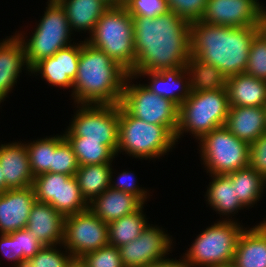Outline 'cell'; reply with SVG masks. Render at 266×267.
Listing matches in <instances>:
<instances>
[{
    "mask_svg": "<svg viewBox=\"0 0 266 267\" xmlns=\"http://www.w3.org/2000/svg\"><path fill=\"white\" fill-rule=\"evenodd\" d=\"M245 73L266 81V39L259 33L251 43Z\"/></svg>",
    "mask_w": 266,
    "mask_h": 267,
    "instance_id": "36",
    "label": "cell"
},
{
    "mask_svg": "<svg viewBox=\"0 0 266 267\" xmlns=\"http://www.w3.org/2000/svg\"><path fill=\"white\" fill-rule=\"evenodd\" d=\"M113 163L79 166L75 177L82 197L89 204L110 186V173Z\"/></svg>",
    "mask_w": 266,
    "mask_h": 267,
    "instance_id": "29",
    "label": "cell"
},
{
    "mask_svg": "<svg viewBox=\"0 0 266 267\" xmlns=\"http://www.w3.org/2000/svg\"><path fill=\"white\" fill-rule=\"evenodd\" d=\"M231 267H266V228L260 222L240 234Z\"/></svg>",
    "mask_w": 266,
    "mask_h": 267,
    "instance_id": "24",
    "label": "cell"
},
{
    "mask_svg": "<svg viewBox=\"0 0 266 267\" xmlns=\"http://www.w3.org/2000/svg\"><path fill=\"white\" fill-rule=\"evenodd\" d=\"M124 7L131 16L154 18L168 11L166 0H130Z\"/></svg>",
    "mask_w": 266,
    "mask_h": 267,
    "instance_id": "39",
    "label": "cell"
},
{
    "mask_svg": "<svg viewBox=\"0 0 266 267\" xmlns=\"http://www.w3.org/2000/svg\"><path fill=\"white\" fill-rule=\"evenodd\" d=\"M132 19L135 65L128 74L137 76L191 65L190 23L172 11L154 18Z\"/></svg>",
    "mask_w": 266,
    "mask_h": 267,
    "instance_id": "2",
    "label": "cell"
},
{
    "mask_svg": "<svg viewBox=\"0 0 266 267\" xmlns=\"http://www.w3.org/2000/svg\"><path fill=\"white\" fill-rule=\"evenodd\" d=\"M164 228L149 223L141 235L118 247L124 267H149L172 253L174 237Z\"/></svg>",
    "mask_w": 266,
    "mask_h": 267,
    "instance_id": "14",
    "label": "cell"
},
{
    "mask_svg": "<svg viewBox=\"0 0 266 267\" xmlns=\"http://www.w3.org/2000/svg\"><path fill=\"white\" fill-rule=\"evenodd\" d=\"M128 72L105 52L81 41L73 104L119 105Z\"/></svg>",
    "mask_w": 266,
    "mask_h": 267,
    "instance_id": "3",
    "label": "cell"
},
{
    "mask_svg": "<svg viewBox=\"0 0 266 267\" xmlns=\"http://www.w3.org/2000/svg\"><path fill=\"white\" fill-rule=\"evenodd\" d=\"M156 267H189L181 256L180 259L166 258L156 262Z\"/></svg>",
    "mask_w": 266,
    "mask_h": 267,
    "instance_id": "43",
    "label": "cell"
},
{
    "mask_svg": "<svg viewBox=\"0 0 266 267\" xmlns=\"http://www.w3.org/2000/svg\"><path fill=\"white\" fill-rule=\"evenodd\" d=\"M226 175L235 186L237 198L248 210L254 208L266 193V179L250 165Z\"/></svg>",
    "mask_w": 266,
    "mask_h": 267,
    "instance_id": "28",
    "label": "cell"
},
{
    "mask_svg": "<svg viewBox=\"0 0 266 267\" xmlns=\"http://www.w3.org/2000/svg\"><path fill=\"white\" fill-rule=\"evenodd\" d=\"M105 5H107L109 8H116L120 7V0H100Z\"/></svg>",
    "mask_w": 266,
    "mask_h": 267,
    "instance_id": "45",
    "label": "cell"
},
{
    "mask_svg": "<svg viewBox=\"0 0 266 267\" xmlns=\"http://www.w3.org/2000/svg\"><path fill=\"white\" fill-rule=\"evenodd\" d=\"M265 4H263L260 13H259V17H258V21H257V27H258V33L264 38L266 39V6H264Z\"/></svg>",
    "mask_w": 266,
    "mask_h": 267,
    "instance_id": "44",
    "label": "cell"
},
{
    "mask_svg": "<svg viewBox=\"0 0 266 267\" xmlns=\"http://www.w3.org/2000/svg\"><path fill=\"white\" fill-rule=\"evenodd\" d=\"M142 205L136 196L109 187L94 198L88 208L103 222L109 223L137 211Z\"/></svg>",
    "mask_w": 266,
    "mask_h": 267,
    "instance_id": "26",
    "label": "cell"
},
{
    "mask_svg": "<svg viewBox=\"0 0 266 267\" xmlns=\"http://www.w3.org/2000/svg\"><path fill=\"white\" fill-rule=\"evenodd\" d=\"M208 0H166L168 11L174 12L188 23L200 21Z\"/></svg>",
    "mask_w": 266,
    "mask_h": 267,
    "instance_id": "38",
    "label": "cell"
},
{
    "mask_svg": "<svg viewBox=\"0 0 266 267\" xmlns=\"http://www.w3.org/2000/svg\"><path fill=\"white\" fill-rule=\"evenodd\" d=\"M85 41L105 52L128 73L134 68V25L124 6L108 8Z\"/></svg>",
    "mask_w": 266,
    "mask_h": 267,
    "instance_id": "7",
    "label": "cell"
},
{
    "mask_svg": "<svg viewBox=\"0 0 266 267\" xmlns=\"http://www.w3.org/2000/svg\"><path fill=\"white\" fill-rule=\"evenodd\" d=\"M35 202L32 186L8 189L0 193V234H10L26 228Z\"/></svg>",
    "mask_w": 266,
    "mask_h": 267,
    "instance_id": "19",
    "label": "cell"
},
{
    "mask_svg": "<svg viewBox=\"0 0 266 267\" xmlns=\"http://www.w3.org/2000/svg\"><path fill=\"white\" fill-rule=\"evenodd\" d=\"M249 165L266 179V132L250 145Z\"/></svg>",
    "mask_w": 266,
    "mask_h": 267,
    "instance_id": "41",
    "label": "cell"
},
{
    "mask_svg": "<svg viewBox=\"0 0 266 267\" xmlns=\"http://www.w3.org/2000/svg\"><path fill=\"white\" fill-rule=\"evenodd\" d=\"M230 106L262 107L266 105V81L246 73L230 76L222 81Z\"/></svg>",
    "mask_w": 266,
    "mask_h": 267,
    "instance_id": "25",
    "label": "cell"
},
{
    "mask_svg": "<svg viewBox=\"0 0 266 267\" xmlns=\"http://www.w3.org/2000/svg\"><path fill=\"white\" fill-rule=\"evenodd\" d=\"M68 267H86L80 259H73Z\"/></svg>",
    "mask_w": 266,
    "mask_h": 267,
    "instance_id": "47",
    "label": "cell"
},
{
    "mask_svg": "<svg viewBox=\"0 0 266 267\" xmlns=\"http://www.w3.org/2000/svg\"><path fill=\"white\" fill-rule=\"evenodd\" d=\"M62 245L74 259L108 246V223L103 222L89 208L66 216Z\"/></svg>",
    "mask_w": 266,
    "mask_h": 267,
    "instance_id": "13",
    "label": "cell"
},
{
    "mask_svg": "<svg viewBox=\"0 0 266 267\" xmlns=\"http://www.w3.org/2000/svg\"><path fill=\"white\" fill-rule=\"evenodd\" d=\"M0 252L4 260L12 262V267H22V253H18L17 231L0 234Z\"/></svg>",
    "mask_w": 266,
    "mask_h": 267,
    "instance_id": "40",
    "label": "cell"
},
{
    "mask_svg": "<svg viewBox=\"0 0 266 267\" xmlns=\"http://www.w3.org/2000/svg\"><path fill=\"white\" fill-rule=\"evenodd\" d=\"M23 71H26L25 75L28 73L31 76L24 44L14 32L0 40V105L17 86Z\"/></svg>",
    "mask_w": 266,
    "mask_h": 267,
    "instance_id": "18",
    "label": "cell"
},
{
    "mask_svg": "<svg viewBox=\"0 0 266 267\" xmlns=\"http://www.w3.org/2000/svg\"><path fill=\"white\" fill-rule=\"evenodd\" d=\"M229 109L224 84L199 78L190 96L179 106L176 141L179 142L187 132L198 142L213 129L224 126Z\"/></svg>",
    "mask_w": 266,
    "mask_h": 267,
    "instance_id": "4",
    "label": "cell"
},
{
    "mask_svg": "<svg viewBox=\"0 0 266 267\" xmlns=\"http://www.w3.org/2000/svg\"><path fill=\"white\" fill-rule=\"evenodd\" d=\"M176 144L175 133L168 126L148 124L120 106L117 156L122 153L132 159L156 161L172 152Z\"/></svg>",
    "mask_w": 266,
    "mask_h": 267,
    "instance_id": "5",
    "label": "cell"
},
{
    "mask_svg": "<svg viewBox=\"0 0 266 267\" xmlns=\"http://www.w3.org/2000/svg\"><path fill=\"white\" fill-rule=\"evenodd\" d=\"M243 223L218 220L196 235L182 257L189 267H231Z\"/></svg>",
    "mask_w": 266,
    "mask_h": 267,
    "instance_id": "6",
    "label": "cell"
},
{
    "mask_svg": "<svg viewBox=\"0 0 266 267\" xmlns=\"http://www.w3.org/2000/svg\"><path fill=\"white\" fill-rule=\"evenodd\" d=\"M81 53V41L60 49L53 56L42 59L31 68V75L39 76L49 86L73 90Z\"/></svg>",
    "mask_w": 266,
    "mask_h": 267,
    "instance_id": "15",
    "label": "cell"
},
{
    "mask_svg": "<svg viewBox=\"0 0 266 267\" xmlns=\"http://www.w3.org/2000/svg\"><path fill=\"white\" fill-rule=\"evenodd\" d=\"M64 218L50 204L36 201L30 210L26 229L43 246L59 245L63 241Z\"/></svg>",
    "mask_w": 266,
    "mask_h": 267,
    "instance_id": "21",
    "label": "cell"
},
{
    "mask_svg": "<svg viewBox=\"0 0 266 267\" xmlns=\"http://www.w3.org/2000/svg\"><path fill=\"white\" fill-rule=\"evenodd\" d=\"M130 0H120V7L124 6Z\"/></svg>",
    "mask_w": 266,
    "mask_h": 267,
    "instance_id": "48",
    "label": "cell"
},
{
    "mask_svg": "<svg viewBox=\"0 0 266 267\" xmlns=\"http://www.w3.org/2000/svg\"><path fill=\"white\" fill-rule=\"evenodd\" d=\"M86 267H124L119 249L115 246H104L79 258Z\"/></svg>",
    "mask_w": 266,
    "mask_h": 267,
    "instance_id": "37",
    "label": "cell"
},
{
    "mask_svg": "<svg viewBox=\"0 0 266 267\" xmlns=\"http://www.w3.org/2000/svg\"><path fill=\"white\" fill-rule=\"evenodd\" d=\"M149 267H156V262L152 265H150Z\"/></svg>",
    "mask_w": 266,
    "mask_h": 267,
    "instance_id": "50",
    "label": "cell"
},
{
    "mask_svg": "<svg viewBox=\"0 0 266 267\" xmlns=\"http://www.w3.org/2000/svg\"><path fill=\"white\" fill-rule=\"evenodd\" d=\"M64 9L72 32H84L89 36L101 18V15L109 8L100 0H56ZM84 31V32H82Z\"/></svg>",
    "mask_w": 266,
    "mask_h": 267,
    "instance_id": "27",
    "label": "cell"
},
{
    "mask_svg": "<svg viewBox=\"0 0 266 267\" xmlns=\"http://www.w3.org/2000/svg\"><path fill=\"white\" fill-rule=\"evenodd\" d=\"M138 79L147 78L144 85L156 95L166 98L178 107L190 96L195 82L199 79L196 71L190 65L174 69L141 72Z\"/></svg>",
    "mask_w": 266,
    "mask_h": 267,
    "instance_id": "16",
    "label": "cell"
},
{
    "mask_svg": "<svg viewBox=\"0 0 266 267\" xmlns=\"http://www.w3.org/2000/svg\"><path fill=\"white\" fill-rule=\"evenodd\" d=\"M115 172L116 168L114 171V168L112 166L110 173V188L132 194L136 196L143 204H146L150 196H153L150 195V193L152 194V192H149L150 190L139 186V183H137L138 181L136 179L137 176H135L133 171H126L124 169L123 171L121 170V172H117L118 176L114 175L116 174Z\"/></svg>",
    "mask_w": 266,
    "mask_h": 267,
    "instance_id": "34",
    "label": "cell"
},
{
    "mask_svg": "<svg viewBox=\"0 0 266 267\" xmlns=\"http://www.w3.org/2000/svg\"><path fill=\"white\" fill-rule=\"evenodd\" d=\"M144 207L145 204L137 211L108 223L109 245L118 248L141 235L142 231L149 224V218L144 213Z\"/></svg>",
    "mask_w": 266,
    "mask_h": 267,
    "instance_id": "30",
    "label": "cell"
},
{
    "mask_svg": "<svg viewBox=\"0 0 266 267\" xmlns=\"http://www.w3.org/2000/svg\"><path fill=\"white\" fill-rule=\"evenodd\" d=\"M260 223L266 228V218H264Z\"/></svg>",
    "mask_w": 266,
    "mask_h": 267,
    "instance_id": "49",
    "label": "cell"
},
{
    "mask_svg": "<svg viewBox=\"0 0 266 267\" xmlns=\"http://www.w3.org/2000/svg\"><path fill=\"white\" fill-rule=\"evenodd\" d=\"M18 253H22L23 262L32 258L44 246L39 240L26 228L17 231Z\"/></svg>",
    "mask_w": 266,
    "mask_h": 267,
    "instance_id": "42",
    "label": "cell"
},
{
    "mask_svg": "<svg viewBox=\"0 0 266 267\" xmlns=\"http://www.w3.org/2000/svg\"><path fill=\"white\" fill-rule=\"evenodd\" d=\"M5 191V178L3 176L2 167L0 166V193Z\"/></svg>",
    "mask_w": 266,
    "mask_h": 267,
    "instance_id": "46",
    "label": "cell"
},
{
    "mask_svg": "<svg viewBox=\"0 0 266 267\" xmlns=\"http://www.w3.org/2000/svg\"><path fill=\"white\" fill-rule=\"evenodd\" d=\"M262 6L259 0H208L200 21L230 27L257 26Z\"/></svg>",
    "mask_w": 266,
    "mask_h": 267,
    "instance_id": "17",
    "label": "cell"
},
{
    "mask_svg": "<svg viewBox=\"0 0 266 267\" xmlns=\"http://www.w3.org/2000/svg\"><path fill=\"white\" fill-rule=\"evenodd\" d=\"M22 142L0 143V166L5 178V191L33 185L28 150Z\"/></svg>",
    "mask_w": 266,
    "mask_h": 267,
    "instance_id": "20",
    "label": "cell"
},
{
    "mask_svg": "<svg viewBox=\"0 0 266 267\" xmlns=\"http://www.w3.org/2000/svg\"><path fill=\"white\" fill-rule=\"evenodd\" d=\"M71 145L79 166L112 163L117 157L100 141L84 140V137H64Z\"/></svg>",
    "mask_w": 266,
    "mask_h": 267,
    "instance_id": "32",
    "label": "cell"
},
{
    "mask_svg": "<svg viewBox=\"0 0 266 267\" xmlns=\"http://www.w3.org/2000/svg\"><path fill=\"white\" fill-rule=\"evenodd\" d=\"M74 108L64 137L100 141L117 156L120 105L76 104Z\"/></svg>",
    "mask_w": 266,
    "mask_h": 267,
    "instance_id": "10",
    "label": "cell"
},
{
    "mask_svg": "<svg viewBox=\"0 0 266 267\" xmlns=\"http://www.w3.org/2000/svg\"><path fill=\"white\" fill-rule=\"evenodd\" d=\"M73 259L62 244L44 246L32 258L25 260L22 267H68Z\"/></svg>",
    "mask_w": 266,
    "mask_h": 267,
    "instance_id": "33",
    "label": "cell"
},
{
    "mask_svg": "<svg viewBox=\"0 0 266 267\" xmlns=\"http://www.w3.org/2000/svg\"><path fill=\"white\" fill-rule=\"evenodd\" d=\"M36 201L50 204L64 217L88 209L75 176L46 172L34 177Z\"/></svg>",
    "mask_w": 266,
    "mask_h": 267,
    "instance_id": "12",
    "label": "cell"
},
{
    "mask_svg": "<svg viewBox=\"0 0 266 267\" xmlns=\"http://www.w3.org/2000/svg\"><path fill=\"white\" fill-rule=\"evenodd\" d=\"M46 5L42 18L35 23L36 28L34 26L30 36L27 35V31H15L24 44L30 68L42 59L51 57L60 49L73 44L72 37L75 33L69 26L64 9L56 0H48Z\"/></svg>",
    "mask_w": 266,
    "mask_h": 267,
    "instance_id": "8",
    "label": "cell"
},
{
    "mask_svg": "<svg viewBox=\"0 0 266 267\" xmlns=\"http://www.w3.org/2000/svg\"><path fill=\"white\" fill-rule=\"evenodd\" d=\"M197 143L201 165L208 174L224 175L249 166L250 145L224 126L213 129Z\"/></svg>",
    "mask_w": 266,
    "mask_h": 267,
    "instance_id": "9",
    "label": "cell"
},
{
    "mask_svg": "<svg viewBox=\"0 0 266 267\" xmlns=\"http://www.w3.org/2000/svg\"><path fill=\"white\" fill-rule=\"evenodd\" d=\"M207 175H209L211 181L204 195L206 205L208 204L207 206L220 215V220H234L235 217L232 218V216H236L240 210H244L246 207L237 198L235 186L231 179L226 174Z\"/></svg>",
    "mask_w": 266,
    "mask_h": 267,
    "instance_id": "23",
    "label": "cell"
},
{
    "mask_svg": "<svg viewBox=\"0 0 266 267\" xmlns=\"http://www.w3.org/2000/svg\"><path fill=\"white\" fill-rule=\"evenodd\" d=\"M64 139L63 132L54 136H46L33 141H24L28 150L30 169L33 176L50 172L52 165V154L55 147Z\"/></svg>",
    "mask_w": 266,
    "mask_h": 267,
    "instance_id": "31",
    "label": "cell"
},
{
    "mask_svg": "<svg viewBox=\"0 0 266 267\" xmlns=\"http://www.w3.org/2000/svg\"><path fill=\"white\" fill-rule=\"evenodd\" d=\"M135 80H138L136 76L128 74L119 105L133 117L148 124L168 126L176 134L179 107L172 101L152 93L144 83L139 81L138 84Z\"/></svg>",
    "mask_w": 266,
    "mask_h": 267,
    "instance_id": "11",
    "label": "cell"
},
{
    "mask_svg": "<svg viewBox=\"0 0 266 267\" xmlns=\"http://www.w3.org/2000/svg\"><path fill=\"white\" fill-rule=\"evenodd\" d=\"M257 26L230 27L190 23L191 66L198 78L220 81L245 73Z\"/></svg>",
    "mask_w": 266,
    "mask_h": 267,
    "instance_id": "1",
    "label": "cell"
},
{
    "mask_svg": "<svg viewBox=\"0 0 266 267\" xmlns=\"http://www.w3.org/2000/svg\"><path fill=\"white\" fill-rule=\"evenodd\" d=\"M265 108L230 106L224 127L251 145L266 132Z\"/></svg>",
    "mask_w": 266,
    "mask_h": 267,
    "instance_id": "22",
    "label": "cell"
},
{
    "mask_svg": "<svg viewBox=\"0 0 266 267\" xmlns=\"http://www.w3.org/2000/svg\"><path fill=\"white\" fill-rule=\"evenodd\" d=\"M79 164L71 145L64 138L53 151L51 173H62L75 176Z\"/></svg>",
    "mask_w": 266,
    "mask_h": 267,
    "instance_id": "35",
    "label": "cell"
}]
</instances>
